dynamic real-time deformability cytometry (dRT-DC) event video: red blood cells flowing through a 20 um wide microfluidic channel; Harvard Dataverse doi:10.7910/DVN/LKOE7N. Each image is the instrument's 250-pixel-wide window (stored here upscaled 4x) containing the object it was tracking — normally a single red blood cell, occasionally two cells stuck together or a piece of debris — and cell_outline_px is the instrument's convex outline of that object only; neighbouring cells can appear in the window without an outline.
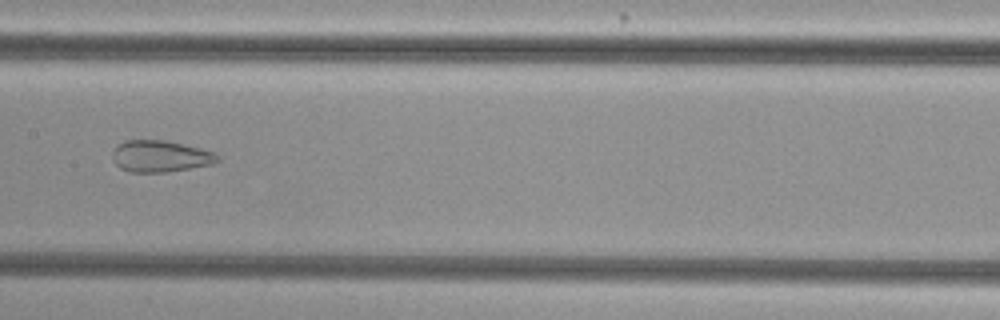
{"species": "common noctule bat (a hibernating species)", "species_latin": "Nyctalus noctula", "temperature_condition": "cold", "stored_images_in_passage": 50, "camera_frame_rate_fps": 3000, "um_per_image_px": 0.085, "animal": {"sex": "female", "body_mass_g": 29.2, "forearm_length_mm": 56.3}, "frame": {"image": 1, "passage_image": 24, "time_ms": 7.667, "image_size_px": [1000, 320], "cell_outline_px": [[220, 160], [212, 164], [164, 172], [132, 172], [120, 168], [112, 160], [112, 152], [124, 140], [164, 140], [200, 148], [216, 152], [220, 156]], "centroid_in_image_um": [13.64, 13.28], "position_along_channel_um": 193.8, "area_um2": 19.25}}
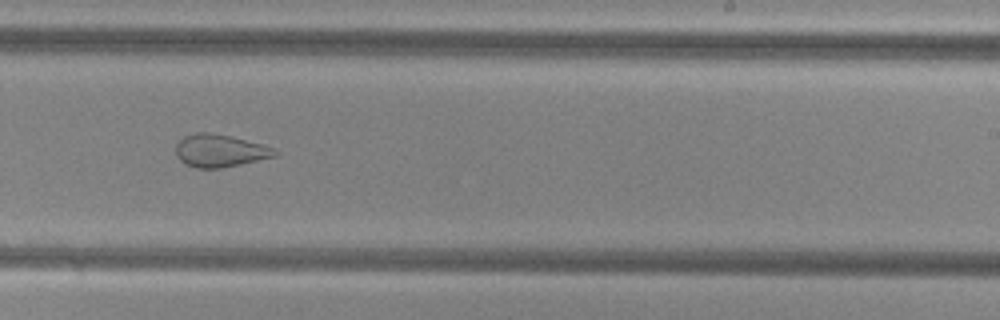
{"frame": {"image": 2, "passage_image": 30, "time_ms": 9.667, "image_size_px": [1000, 320], "cell_outline_px": [[280, 152], [276, 156], [240, 164], [220, 168], [196, 168], [184, 164], [176, 156], [176, 144], [184, 136], [196, 132], [208, 132], [232, 136], [260, 144], [272, 148]], "centroid_in_image_um": [18.66, 12.81], "position_along_channel_um": 270.3, "area_um2": 18.79}}
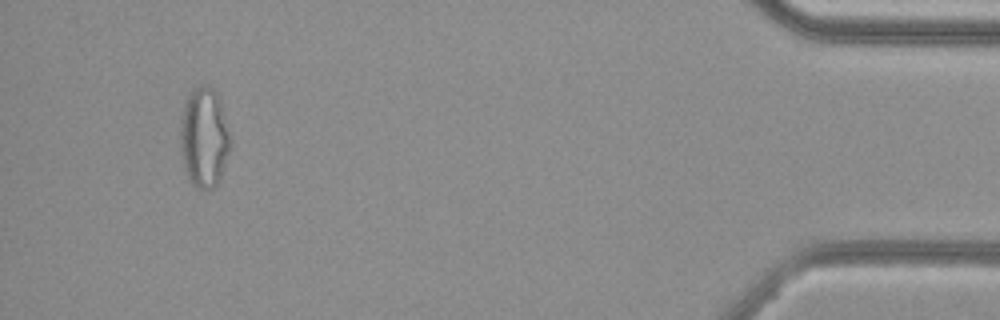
{"frame": {"image": 3, "passage_image": 47, "time_ms": 15.333, "image_size_px": [1000, 320], "cell_outline_px": [[232, 144], [220, 180], [212, 188], [200, 188], [192, 184], [188, 180], [184, 168], [180, 152], [180, 120], [184, 104], [188, 96], [200, 84], [208, 84], [216, 92], [220, 100], [232, 140]], "centroid_in_image_um": [17.35, 11.69], "position_along_channel_um": 417.8, "area_um2": 29.59}, "authors_computed_cell_mechanics": {"area_um2": 26.6458, "velocity_mm_per_s": 3.8357, "shape_relaxation_time_tau1_ms": null, "shape_relaxation_time_tau2_ms": 1.3492, "deformation_change_tau1": null, "deformation_change_tau2": 0.0833}}